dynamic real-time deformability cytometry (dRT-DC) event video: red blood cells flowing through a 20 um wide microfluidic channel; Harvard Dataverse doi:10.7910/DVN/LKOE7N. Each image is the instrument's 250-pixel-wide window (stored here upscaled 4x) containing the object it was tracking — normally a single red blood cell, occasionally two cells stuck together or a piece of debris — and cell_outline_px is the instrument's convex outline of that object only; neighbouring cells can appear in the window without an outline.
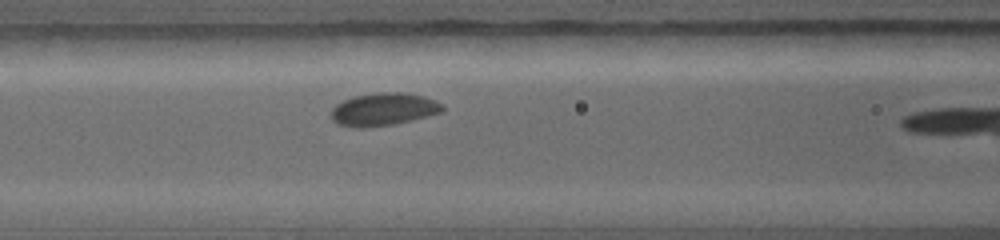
{"species": "common noctule bat (a hibernating species)", "species_latin": "Nyctalus noctula", "temperature_condition": "warm", "stored_images_in_passage": 18, "camera_frame_rate_fps": 5000, "um_per_image_px": 0.085, "animal": {"sex": "female", "body_mass_g": 19.0, "forearm_length_mm": 56.7}, "frame": {"image": 1, "passage_image": 6, "time_ms": 2.2, "image_size_px": [1000, 240], "cell_outline_px": [[444, 112], [412, 120], [392, 124], [360, 128], [352, 128], [336, 124], [332, 120], [332, 108], [336, 104], [344, 100], [356, 96], [380, 92], [404, 92], [424, 96], [436, 100], [444, 104]], "centroid_in_image_um": [32.63, 9.29], "position_along_channel_um": 134.0, "area_um2": 21.39}}
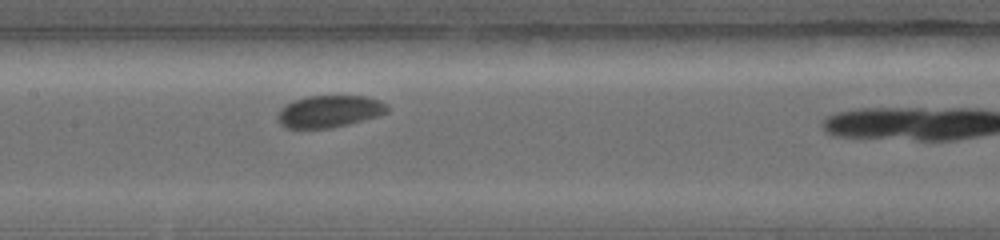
{"frame": {"image": 2, "passage_image": 8, "time_ms": 3.2, "image_size_px": [1000, 240], "cell_outline_px": [[388, 112], [376, 116], [348, 124], [328, 128], [284, 128], [276, 120], [276, 116], [280, 108], [292, 100], [308, 96], [364, 96], [380, 100], [388, 104]], "centroid_in_image_um": [27.95, 9.46], "position_along_channel_um": 179.5, "area_um2": 20.58}}
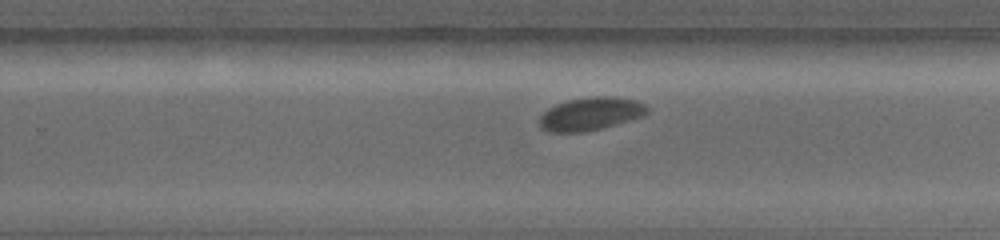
{"frame": {"image": 3, "passage_image": 13, "time_ms": 5.4, "image_size_px": [1000, 240], "cell_outline_px": [[648, 112], [644, 116], [616, 124], [584, 132], [548, 132], [540, 128], [540, 116], [548, 108], [556, 104], [568, 100], [596, 96], [612, 96], [632, 100], [644, 104], [648, 108]], "centroid_in_image_um": [50.18, 9.68], "position_along_channel_um": 279.6, "area_um2": 20.58}}